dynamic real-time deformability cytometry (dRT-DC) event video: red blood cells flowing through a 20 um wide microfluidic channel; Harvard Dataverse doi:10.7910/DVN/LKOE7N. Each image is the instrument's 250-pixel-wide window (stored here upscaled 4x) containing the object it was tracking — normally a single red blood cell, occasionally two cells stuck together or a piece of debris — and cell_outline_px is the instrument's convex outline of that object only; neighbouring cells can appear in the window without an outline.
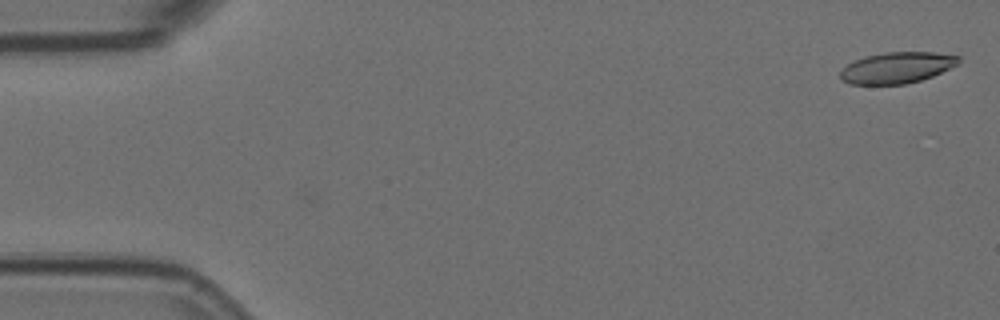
{"species": "Egyptian fruit bat (a non-hibernating species)", "species_latin": "Rousettus aegyptiacus", "temperature_condition": "room temperature", "stored_images_in_passage": 35, "camera_frame_rate_fps": 3000, "um_per_image_px": 0.085, "animal": {"sex": "female"}, "frame": {"image": 1, "passage_image": 2, "time_ms": 0.333, "image_size_px": [1000, 320], "cell_outline_px": [[960, 64], [932, 76], [920, 80], [904, 84], [848, 84], [840, 80], [840, 72], [848, 64], [856, 60], [868, 56], [884, 52], [932, 52], [960, 56]], "centroid_in_image_um": [76.26, 5.75], "position_along_channel_um": 8.7, "area_um2": 21.39}}
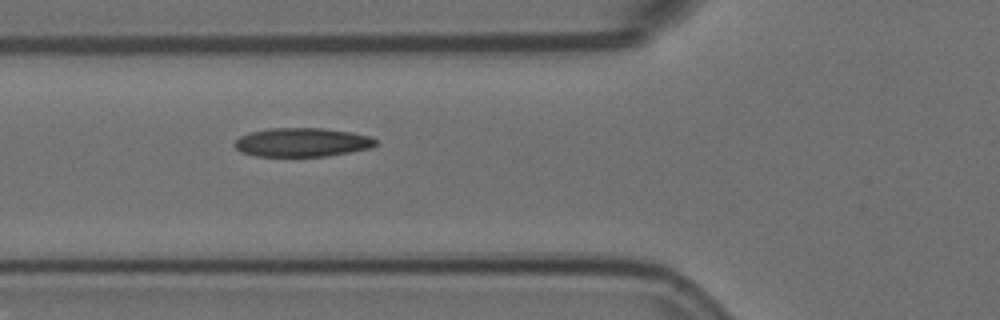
{"frame": {"image": 2, "passage_image": 21, "time_ms": 6.667, "image_size_px": [1000, 320], "cell_outline_px": [[380, 144], [372, 148], [328, 156], [256, 156], [240, 152], [232, 144], [240, 136], [252, 132], [268, 128], [324, 128], [352, 132], [372, 136], [380, 140]], "centroid_in_image_um": [25.75, 12.09], "position_along_channel_um": 100.0, "area_um2": 24.1}}
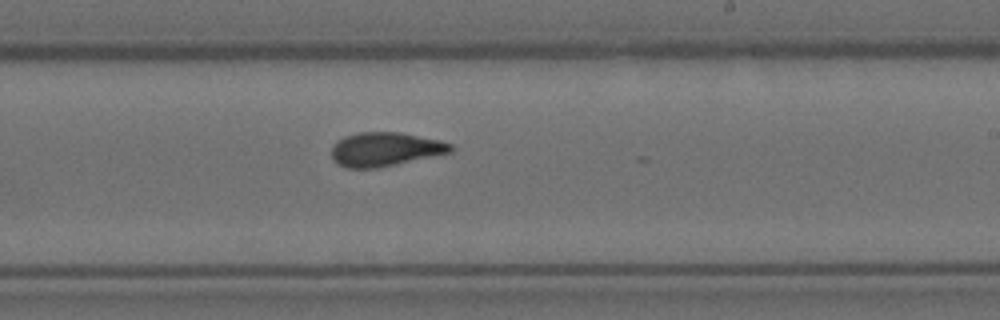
{"frame": {"image": 3, "passage_image": 34, "time_ms": 11.0, "image_size_px": [1000, 320], "cell_outline_px": [[456, 148], [452, 152], [396, 164], [376, 168], [344, 168], [336, 164], [332, 160], [332, 144], [344, 136], [360, 132], [400, 132], [440, 140], [452, 144]], "centroid_in_image_um": [32.72, 12.69], "position_along_channel_um": 256.3, "area_um2": 23.76}}